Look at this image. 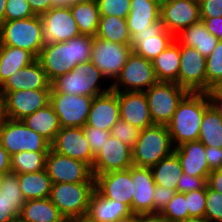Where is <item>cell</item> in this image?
Instances as JSON below:
<instances>
[{
	"instance_id": "6da1fadb",
	"label": "cell",
	"mask_w": 222,
	"mask_h": 222,
	"mask_svg": "<svg viewBox=\"0 0 222 222\" xmlns=\"http://www.w3.org/2000/svg\"><path fill=\"white\" fill-rule=\"evenodd\" d=\"M93 36L79 35L66 42H56L42 47L37 60L50 82L67 74L79 63L91 60Z\"/></svg>"
},
{
	"instance_id": "7a4b0ae2",
	"label": "cell",
	"mask_w": 222,
	"mask_h": 222,
	"mask_svg": "<svg viewBox=\"0 0 222 222\" xmlns=\"http://www.w3.org/2000/svg\"><path fill=\"white\" fill-rule=\"evenodd\" d=\"M209 105L207 93L189 92L182 99L171 122L167 125L174 147L185 142L199 140L204 111Z\"/></svg>"
},
{
	"instance_id": "3957f363",
	"label": "cell",
	"mask_w": 222,
	"mask_h": 222,
	"mask_svg": "<svg viewBox=\"0 0 222 222\" xmlns=\"http://www.w3.org/2000/svg\"><path fill=\"white\" fill-rule=\"evenodd\" d=\"M106 79L100 70L91 62L79 63L74 69L64 75H60L51 82V88L55 92L69 95H83L95 97L111 90V85L100 86Z\"/></svg>"
},
{
	"instance_id": "277c9868",
	"label": "cell",
	"mask_w": 222,
	"mask_h": 222,
	"mask_svg": "<svg viewBox=\"0 0 222 222\" xmlns=\"http://www.w3.org/2000/svg\"><path fill=\"white\" fill-rule=\"evenodd\" d=\"M174 149L166 125L144 128L140 130L137 142L132 149L133 165L151 168L161 159L172 154Z\"/></svg>"
},
{
	"instance_id": "5b68a950",
	"label": "cell",
	"mask_w": 222,
	"mask_h": 222,
	"mask_svg": "<svg viewBox=\"0 0 222 222\" xmlns=\"http://www.w3.org/2000/svg\"><path fill=\"white\" fill-rule=\"evenodd\" d=\"M42 34V18L40 15L4 21L0 25V45L27 50L37 59L44 46Z\"/></svg>"
},
{
	"instance_id": "8992f818",
	"label": "cell",
	"mask_w": 222,
	"mask_h": 222,
	"mask_svg": "<svg viewBox=\"0 0 222 222\" xmlns=\"http://www.w3.org/2000/svg\"><path fill=\"white\" fill-rule=\"evenodd\" d=\"M154 125H168L178 104L189 93L176 82L158 81L144 91Z\"/></svg>"
},
{
	"instance_id": "52a82bcc",
	"label": "cell",
	"mask_w": 222,
	"mask_h": 222,
	"mask_svg": "<svg viewBox=\"0 0 222 222\" xmlns=\"http://www.w3.org/2000/svg\"><path fill=\"white\" fill-rule=\"evenodd\" d=\"M0 141L10 156L23 151L49 152L51 149V143L22 120H4L0 124Z\"/></svg>"
},
{
	"instance_id": "ba28073f",
	"label": "cell",
	"mask_w": 222,
	"mask_h": 222,
	"mask_svg": "<svg viewBox=\"0 0 222 222\" xmlns=\"http://www.w3.org/2000/svg\"><path fill=\"white\" fill-rule=\"evenodd\" d=\"M95 183H52L49 199L63 216L78 217L88 213Z\"/></svg>"
},
{
	"instance_id": "9c48e42d",
	"label": "cell",
	"mask_w": 222,
	"mask_h": 222,
	"mask_svg": "<svg viewBox=\"0 0 222 222\" xmlns=\"http://www.w3.org/2000/svg\"><path fill=\"white\" fill-rule=\"evenodd\" d=\"M157 82L152 61L132 51L120 75L110 84L111 90L115 92H144Z\"/></svg>"
},
{
	"instance_id": "30bf717a",
	"label": "cell",
	"mask_w": 222,
	"mask_h": 222,
	"mask_svg": "<svg viewBox=\"0 0 222 222\" xmlns=\"http://www.w3.org/2000/svg\"><path fill=\"white\" fill-rule=\"evenodd\" d=\"M130 44L114 43L93 37L91 62L100 70L110 82H114L120 75L129 55L132 53Z\"/></svg>"
},
{
	"instance_id": "8fae6325",
	"label": "cell",
	"mask_w": 222,
	"mask_h": 222,
	"mask_svg": "<svg viewBox=\"0 0 222 222\" xmlns=\"http://www.w3.org/2000/svg\"><path fill=\"white\" fill-rule=\"evenodd\" d=\"M94 97L69 95L51 88L50 104L59 118L61 127H84Z\"/></svg>"
},
{
	"instance_id": "7c38bea8",
	"label": "cell",
	"mask_w": 222,
	"mask_h": 222,
	"mask_svg": "<svg viewBox=\"0 0 222 222\" xmlns=\"http://www.w3.org/2000/svg\"><path fill=\"white\" fill-rule=\"evenodd\" d=\"M45 169L52 183H95L91 168L84 162L49 150Z\"/></svg>"
},
{
	"instance_id": "4fadbf2b",
	"label": "cell",
	"mask_w": 222,
	"mask_h": 222,
	"mask_svg": "<svg viewBox=\"0 0 222 222\" xmlns=\"http://www.w3.org/2000/svg\"><path fill=\"white\" fill-rule=\"evenodd\" d=\"M176 83L188 92H207L206 57L195 48L180 45V70Z\"/></svg>"
},
{
	"instance_id": "5bb4252c",
	"label": "cell",
	"mask_w": 222,
	"mask_h": 222,
	"mask_svg": "<svg viewBox=\"0 0 222 222\" xmlns=\"http://www.w3.org/2000/svg\"><path fill=\"white\" fill-rule=\"evenodd\" d=\"M41 18L44 46L56 42H66L81 35L68 6H54L42 14Z\"/></svg>"
},
{
	"instance_id": "9a60e30c",
	"label": "cell",
	"mask_w": 222,
	"mask_h": 222,
	"mask_svg": "<svg viewBox=\"0 0 222 222\" xmlns=\"http://www.w3.org/2000/svg\"><path fill=\"white\" fill-rule=\"evenodd\" d=\"M160 20L164 29L176 36L201 20L200 4L195 0H161Z\"/></svg>"
},
{
	"instance_id": "2e32d148",
	"label": "cell",
	"mask_w": 222,
	"mask_h": 222,
	"mask_svg": "<svg viewBox=\"0 0 222 222\" xmlns=\"http://www.w3.org/2000/svg\"><path fill=\"white\" fill-rule=\"evenodd\" d=\"M133 165L132 149L110 134L94 156L91 171L94 177L110 171L126 170Z\"/></svg>"
},
{
	"instance_id": "e0dca14e",
	"label": "cell",
	"mask_w": 222,
	"mask_h": 222,
	"mask_svg": "<svg viewBox=\"0 0 222 222\" xmlns=\"http://www.w3.org/2000/svg\"><path fill=\"white\" fill-rule=\"evenodd\" d=\"M174 40L175 36L164 29L162 21L159 20L144 31L132 34L129 44L136 54L152 61Z\"/></svg>"
},
{
	"instance_id": "ac0fdd59",
	"label": "cell",
	"mask_w": 222,
	"mask_h": 222,
	"mask_svg": "<svg viewBox=\"0 0 222 222\" xmlns=\"http://www.w3.org/2000/svg\"><path fill=\"white\" fill-rule=\"evenodd\" d=\"M51 149L56 153L86 163L90 168L94 155L90 144L83 133V127H61Z\"/></svg>"
},
{
	"instance_id": "d6986e66",
	"label": "cell",
	"mask_w": 222,
	"mask_h": 222,
	"mask_svg": "<svg viewBox=\"0 0 222 222\" xmlns=\"http://www.w3.org/2000/svg\"><path fill=\"white\" fill-rule=\"evenodd\" d=\"M134 184L131 167L126 170L110 171L95 177V189L105 198L125 203L132 212Z\"/></svg>"
},
{
	"instance_id": "ffe728a7",
	"label": "cell",
	"mask_w": 222,
	"mask_h": 222,
	"mask_svg": "<svg viewBox=\"0 0 222 222\" xmlns=\"http://www.w3.org/2000/svg\"><path fill=\"white\" fill-rule=\"evenodd\" d=\"M51 89L18 90L4 92L6 114L9 119L22 120L50 104Z\"/></svg>"
},
{
	"instance_id": "44dd1931",
	"label": "cell",
	"mask_w": 222,
	"mask_h": 222,
	"mask_svg": "<svg viewBox=\"0 0 222 222\" xmlns=\"http://www.w3.org/2000/svg\"><path fill=\"white\" fill-rule=\"evenodd\" d=\"M120 119L143 130L154 125L144 92H118Z\"/></svg>"
},
{
	"instance_id": "7402d4cb",
	"label": "cell",
	"mask_w": 222,
	"mask_h": 222,
	"mask_svg": "<svg viewBox=\"0 0 222 222\" xmlns=\"http://www.w3.org/2000/svg\"><path fill=\"white\" fill-rule=\"evenodd\" d=\"M119 119L118 92L110 90L93 98L86 125L110 132Z\"/></svg>"
},
{
	"instance_id": "603a6c76",
	"label": "cell",
	"mask_w": 222,
	"mask_h": 222,
	"mask_svg": "<svg viewBox=\"0 0 222 222\" xmlns=\"http://www.w3.org/2000/svg\"><path fill=\"white\" fill-rule=\"evenodd\" d=\"M16 173L9 172L0 176V222L18 220L25 204Z\"/></svg>"
},
{
	"instance_id": "cb8c5ba5",
	"label": "cell",
	"mask_w": 222,
	"mask_h": 222,
	"mask_svg": "<svg viewBox=\"0 0 222 222\" xmlns=\"http://www.w3.org/2000/svg\"><path fill=\"white\" fill-rule=\"evenodd\" d=\"M131 178L135 187L132 214L154 213L153 195L156 184L151 168L132 165Z\"/></svg>"
},
{
	"instance_id": "d4e9b609",
	"label": "cell",
	"mask_w": 222,
	"mask_h": 222,
	"mask_svg": "<svg viewBox=\"0 0 222 222\" xmlns=\"http://www.w3.org/2000/svg\"><path fill=\"white\" fill-rule=\"evenodd\" d=\"M0 89L3 92L51 89V82L40 62L36 59L30 65L10 75L0 86Z\"/></svg>"
},
{
	"instance_id": "484cf974",
	"label": "cell",
	"mask_w": 222,
	"mask_h": 222,
	"mask_svg": "<svg viewBox=\"0 0 222 222\" xmlns=\"http://www.w3.org/2000/svg\"><path fill=\"white\" fill-rule=\"evenodd\" d=\"M184 174L195 177H208L210 168L205 157V145L197 141H189L175 147Z\"/></svg>"
},
{
	"instance_id": "4316f807",
	"label": "cell",
	"mask_w": 222,
	"mask_h": 222,
	"mask_svg": "<svg viewBox=\"0 0 222 222\" xmlns=\"http://www.w3.org/2000/svg\"><path fill=\"white\" fill-rule=\"evenodd\" d=\"M87 214L99 222H118L120 219L129 217L132 212L125 203L107 199L94 189Z\"/></svg>"
},
{
	"instance_id": "83f0119b",
	"label": "cell",
	"mask_w": 222,
	"mask_h": 222,
	"mask_svg": "<svg viewBox=\"0 0 222 222\" xmlns=\"http://www.w3.org/2000/svg\"><path fill=\"white\" fill-rule=\"evenodd\" d=\"M161 0H131L127 26L130 35L144 31L149 25L160 20Z\"/></svg>"
},
{
	"instance_id": "f1b7e54d",
	"label": "cell",
	"mask_w": 222,
	"mask_h": 222,
	"mask_svg": "<svg viewBox=\"0 0 222 222\" xmlns=\"http://www.w3.org/2000/svg\"><path fill=\"white\" fill-rule=\"evenodd\" d=\"M176 42L180 45L195 48L204 57H208L217 46L218 39L213 36L202 20L183 29L175 36ZM178 40V41H177Z\"/></svg>"
},
{
	"instance_id": "f546056e",
	"label": "cell",
	"mask_w": 222,
	"mask_h": 222,
	"mask_svg": "<svg viewBox=\"0 0 222 222\" xmlns=\"http://www.w3.org/2000/svg\"><path fill=\"white\" fill-rule=\"evenodd\" d=\"M24 124L52 143L61 129L59 118L51 104L22 119Z\"/></svg>"
},
{
	"instance_id": "4dcf8cb0",
	"label": "cell",
	"mask_w": 222,
	"mask_h": 222,
	"mask_svg": "<svg viewBox=\"0 0 222 222\" xmlns=\"http://www.w3.org/2000/svg\"><path fill=\"white\" fill-rule=\"evenodd\" d=\"M152 65L158 81L176 82L180 70V44L174 40L162 51Z\"/></svg>"
},
{
	"instance_id": "1f68e13d",
	"label": "cell",
	"mask_w": 222,
	"mask_h": 222,
	"mask_svg": "<svg viewBox=\"0 0 222 222\" xmlns=\"http://www.w3.org/2000/svg\"><path fill=\"white\" fill-rule=\"evenodd\" d=\"M36 58L27 50L0 45V86L16 71L30 65Z\"/></svg>"
},
{
	"instance_id": "d6a6232c",
	"label": "cell",
	"mask_w": 222,
	"mask_h": 222,
	"mask_svg": "<svg viewBox=\"0 0 222 222\" xmlns=\"http://www.w3.org/2000/svg\"><path fill=\"white\" fill-rule=\"evenodd\" d=\"M25 200L49 198L52 181L46 169L39 172L17 174Z\"/></svg>"
},
{
	"instance_id": "836d02e7",
	"label": "cell",
	"mask_w": 222,
	"mask_h": 222,
	"mask_svg": "<svg viewBox=\"0 0 222 222\" xmlns=\"http://www.w3.org/2000/svg\"><path fill=\"white\" fill-rule=\"evenodd\" d=\"M63 215L49 198L26 200L18 220L20 222H56Z\"/></svg>"
},
{
	"instance_id": "e575fe53",
	"label": "cell",
	"mask_w": 222,
	"mask_h": 222,
	"mask_svg": "<svg viewBox=\"0 0 222 222\" xmlns=\"http://www.w3.org/2000/svg\"><path fill=\"white\" fill-rule=\"evenodd\" d=\"M70 7L79 31L82 35L95 37L99 26V8L96 0L75 3Z\"/></svg>"
},
{
	"instance_id": "d590c367",
	"label": "cell",
	"mask_w": 222,
	"mask_h": 222,
	"mask_svg": "<svg viewBox=\"0 0 222 222\" xmlns=\"http://www.w3.org/2000/svg\"><path fill=\"white\" fill-rule=\"evenodd\" d=\"M156 185L176 189L183 170L177 155L173 152L151 167Z\"/></svg>"
},
{
	"instance_id": "8d00e7d4",
	"label": "cell",
	"mask_w": 222,
	"mask_h": 222,
	"mask_svg": "<svg viewBox=\"0 0 222 222\" xmlns=\"http://www.w3.org/2000/svg\"><path fill=\"white\" fill-rule=\"evenodd\" d=\"M96 37L114 43L129 44L131 35L127 19L116 16H100Z\"/></svg>"
},
{
	"instance_id": "74e56055",
	"label": "cell",
	"mask_w": 222,
	"mask_h": 222,
	"mask_svg": "<svg viewBox=\"0 0 222 222\" xmlns=\"http://www.w3.org/2000/svg\"><path fill=\"white\" fill-rule=\"evenodd\" d=\"M199 141L205 146L222 148V119L211 104L204 111Z\"/></svg>"
},
{
	"instance_id": "f35d334b",
	"label": "cell",
	"mask_w": 222,
	"mask_h": 222,
	"mask_svg": "<svg viewBox=\"0 0 222 222\" xmlns=\"http://www.w3.org/2000/svg\"><path fill=\"white\" fill-rule=\"evenodd\" d=\"M48 152L23 151L10 158L11 172L16 174L39 172L45 169Z\"/></svg>"
},
{
	"instance_id": "ab89813d",
	"label": "cell",
	"mask_w": 222,
	"mask_h": 222,
	"mask_svg": "<svg viewBox=\"0 0 222 222\" xmlns=\"http://www.w3.org/2000/svg\"><path fill=\"white\" fill-rule=\"evenodd\" d=\"M161 215L168 222H181L189 218L185 193L177 192L162 210Z\"/></svg>"
},
{
	"instance_id": "60d3db41",
	"label": "cell",
	"mask_w": 222,
	"mask_h": 222,
	"mask_svg": "<svg viewBox=\"0 0 222 222\" xmlns=\"http://www.w3.org/2000/svg\"><path fill=\"white\" fill-rule=\"evenodd\" d=\"M207 91L222 80V41H218L217 46L206 58Z\"/></svg>"
},
{
	"instance_id": "b9f144b4",
	"label": "cell",
	"mask_w": 222,
	"mask_h": 222,
	"mask_svg": "<svg viewBox=\"0 0 222 222\" xmlns=\"http://www.w3.org/2000/svg\"><path fill=\"white\" fill-rule=\"evenodd\" d=\"M100 16L127 18L131 0H96Z\"/></svg>"
},
{
	"instance_id": "7bdbcfd3",
	"label": "cell",
	"mask_w": 222,
	"mask_h": 222,
	"mask_svg": "<svg viewBox=\"0 0 222 222\" xmlns=\"http://www.w3.org/2000/svg\"><path fill=\"white\" fill-rule=\"evenodd\" d=\"M211 222H222V194L206 186V210L204 213Z\"/></svg>"
},
{
	"instance_id": "ee69618b",
	"label": "cell",
	"mask_w": 222,
	"mask_h": 222,
	"mask_svg": "<svg viewBox=\"0 0 222 222\" xmlns=\"http://www.w3.org/2000/svg\"><path fill=\"white\" fill-rule=\"evenodd\" d=\"M140 130L126 121L119 119L113 126L110 134L119 139L123 144H126L133 149L139 137Z\"/></svg>"
},
{
	"instance_id": "f6af8a7d",
	"label": "cell",
	"mask_w": 222,
	"mask_h": 222,
	"mask_svg": "<svg viewBox=\"0 0 222 222\" xmlns=\"http://www.w3.org/2000/svg\"><path fill=\"white\" fill-rule=\"evenodd\" d=\"M189 217H204L206 210V187L185 193Z\"/></svg>"
},
{
	"instance_id": "bcb514c9",
	"label": "cell",
	"mask_w": 222,
	"mask_h": 222,
	"mask_svg": "<svg viewBox=\"0 0 222 222\" xmlns=\"http://www.w3.org/2000/svg\"><path fill=\"white\" fill-rule=\"evenodd\" d=\"M27 0H7L4 21L34 17Z\"/></svg>"
},
{
	"instance_id": "7dc6e473",
	"label": "cell",
	"mask_w": 222,
	"mask_h": 222,
	"mask_svg": "<svg viewBox=\"0 0 222 222\" xmlns=\"http://www.w3.org/2000/svg\"><path fill=\"white\" fill-rule=\"evenodd\" d=\"M83 133L90 144L91 151L95 156L98 151L102 148L103 144L106 143L107 139L110 136L109 131L98 129L94 126L83 127Z\"/></svg>"
},
{
	"instance_id": "c3c4849f",
	"label": "cell",
	"mask_w": 222,
	"mask_h": 222,
	"mask_svg": "<svg viewBox=\"0 0 222 222\" xmlns=\"http://www.w3.org/2000/svg\"><path fill=\"white\" fill-rule=\"evenodd\" d=\"M207 178L208 177H195L182 173L176 186L177 192L186 193L204 189L207 186Z\"/></svg>"
},
{
	"instance_id": "681fc988",
	"label": "cell",
	"mask_w": 222,
	"mask_h": 222,
	"mask_svg": "<svg viewBox=\"0 0 222 222\" xmlns=\"http://www.w3.org/2000/svg\"><path fill=\"white\" fill-rule=\"evenodd\" d=\"M176 193L177 189H169L156 185L153 195L154 213H161Z\"/></svg>"
},
{
	"instance_id": "f907efd6",
	"label": "cell",
	"mask_w": 222,
	"mask_h": 222,
	"mask_svg": "<svg viewBox=\"0 0 222 222\" xmlns=\"http://www.w3.org/2000/svg\"><path fill=\"white\" fill-rule=\"evenodd\" d=\"M222 17V0H205L200 4V18Z\"/></svg>"
},
{
	"instance_id": "816d5d0a",
	"label": "cell",
	"mask_w": 222,
	"mask_h": 222,
	"mask_svg": "<svg viewBox=\"0 0 222 222\" xmlns=\"http://www.w3.org/2000/svg\"><path fill=\"white\" fill-rule=\"evenodd\" d=\"M205 157L210 172L222 169V148L205 146Z\"/></svg>"
},
{
	"instance_id": "f5cc1de1",
	"label": "cell",
	"mask_w": 222,
	"mask_h": 222,
	"mask_svg": "<svg viewBox=\"0 0 222 222\" xmlns=\"http://www.w3.org/2000/svg\"><path fill=\"white\" fill-rule=\"evenodd\" d=\"M205 27L219 41H222V17L201 18Z\"/></svg>"
},
{
	"instance_id": "db71d44e",
	"label": "cell",
	"mask_w": 222,
	"mask_h": 222,
	"mask_svg": "<svg viewBox=\"0 0 222 222\" xmlns=\"http://www.w3.org/2000/svg\"><path fill=\"white\" fill-rule=\"evenodd\" d=\"M27 2L33 13L40 16L54 7L52 0H27Z\"/></svg>"
},
{
	"instance_id": "11a10c76",
	"label": "cell",
	"mask_w": 222,
	"mask_h": 222,
	"mask_svg": "<svg viewBox=\"0 0 222 222\" xmlns=\"http://www.w3.org/2000/svg\"><path fill=\"white\" fill-rule=\"evenodd\" d=\"M207 185L222 194V169L211 171L207 178Z\"/></svg>"
},
{
	"instance_id": "9f6ffc18",
	"label": "cell",
	"mask_w": 222,
	"mask_h": 222,
	"mask_svg": "<svg viewBox=\"0 0 222 222\" xmlns=\"http://www.w3.org/2000/svg\"><path fill=\"white\" fill-rule=\"evenodd\" d=\"M11 156L6 149L2 146L0 141V176L11 172Z\"/></svg>"
},
{
	"instance_id": "6f0895ef",
	"label": "cell",
	"mask_w": 222,
	"mask_h": 222,
	"mask_svg": "<svg viewBox=\"0 0 222 222\" xmlns=\"http://www.w3.org/2000/svg\"><path fill=\"white\" fill-rule=\"evenodd\" d=\"M136 222H168L161 213L136 214Z\"/></svg>"
},
{
	"instance_id": "680465c9",
	"label": "cell",
	"mask_w": 222,
	"mask_h": 222,
	"mask_svg": "<svg viewBox=\"0 0 222 222\" xmlns=\"http://www.w3.org/2000/svg\"><path fill=\"white\" fill-rule=\"evenodd\" d=\"M211 106L217 111L222 119V96L221 95H208Z\"/></svg>"
},
{
	"instance_id": "91938a15",
	"label": "cell",
	"mask_w": 222,
	"mask_h": 222,
	"mask_svg": "<svg viewBox=\"0 0 222 222\" xmlns=\"http://www.w3.org/2000/svg\"><path fill=\"white\" fill-rule=\"evenodd\" d=\"M7 114H6V95L4 92L0 89V124L6 120Z\"/></svg>"
},
{
	"instance_id": "94428289",
	"label": "cell",
	"mask_w": 222,
	"mask_h": 222,
	"mask_svg": "<svg viewBox=\"0 0 222 222\" xmlns=\"http://www.w3.org/2000/svg\"><path fill=\"white\" fill-rule=\"evenodd\" d=\"M206 93L207 95H221L222 96V80H219Z\"/></svg>"
},
{
	"instance_id": "6125c7cd",
	"label": "cell",
	"mask_w": 222,
	"mask_h": 222,
	"mask_svg": "<svg viewBox=\"0 0 222 222\" xmlns=\"http://www.w3.org/2000/svg\"><path fill=\"white\" fill-rule=\"evenodd\" d=\"M88 0H52L53 6H71L75 3L84 2Z\"/></svg>"
},
{
	"instance_id": "be15d7a7",
	"label": "cell",
	"mask_w": 222,
	"mask_h": 222,
	"mask_svg": "<svg viewBox=\"0 0 222 222\" xmlns=\"http://www.w3.org/2000/svg\"><path fill=\"white\" fill-rule=\"evenodd\" d=\"M76 222H99V221L93 219L88 214H84V215L76 217Z\"/></svg>"
},
{
	"instance_id": "e7e4bbea",
	"label": "cell",
	"mask_w": 222,
	"mask_h": 222,
	"mask_svg": "<svg viewBox=\"0 0 222 222\" xmlns=\"http://www.w3.org/2000/svg\"><path fill=\"white\" fill-rule=\"evenodd\" d=\"M6 1L0 0V25L4 22V14L6 10Z\"/></svg>"
},
{
	"instance_id": "03108f58",
	"label": "cell",
	"mask_w": 222,
	"mask_h": 222,
	"mask_svg": "<svg viewBox=\"0 0 222 222\" xmlns=\"http://www.w3.org/2000/svg\"><path fill=\"white\" fill-rule=\"evenodd\" d=\"M181 222H211L206 217H189Z\"/></svg>"
},
{
	"instance_id": "003e7915",
	"label": "cell",
	"mask_w": 222,
	"mask_h": 222,
	"mask_svg": "<svg viewBox=\"0 0 222 222\" xmlns=\"http://www.w3.org/2000/svg\"><path fill=\"white\" fill-rule=\"evenodd\" d=\"M56 222H76V217H73V216H62Z\"/></svg>"
},
{
	"instance_id": "a7ac6f4b",
	"label": "cell",
	"mask_w": 222,
	"mask_h": 222,
	"mask_svg": "<svg viewBox=\"0 0 222 222\" xmlns=\"http://www.w3.org/2000/svg\"><path fill=\"white\" fill-rule=\"evenodd\" d=\"M118 222H136V214H131L129 217L120 219Z\"/></svg>"
},
{
	"instance_id": "89a4df30",
	"label": "cell",
	"mask_w": 222,
	"mask_h": 222,
	"mask_svg": "<svg viewBox=\"0 0 222 222\" xmlns=\"http://www.w3.org/2000/svg\"><path fill=\"white\" fill-rule=\"evenodd\" d=\"M198 4H201L205 0H195Z\"/></svg>"
}]
</instances>
